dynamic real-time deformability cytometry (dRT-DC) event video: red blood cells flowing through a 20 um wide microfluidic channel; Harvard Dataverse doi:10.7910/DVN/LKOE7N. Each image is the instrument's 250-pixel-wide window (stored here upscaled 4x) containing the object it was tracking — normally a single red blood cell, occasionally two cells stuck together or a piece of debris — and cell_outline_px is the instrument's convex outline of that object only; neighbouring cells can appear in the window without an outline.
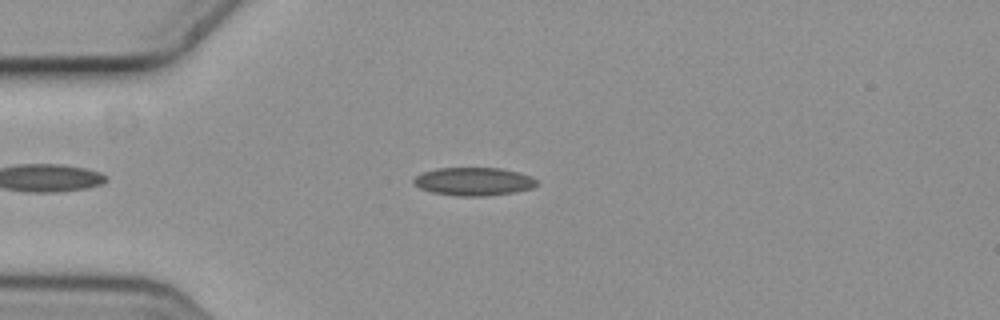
{"species": "common noctule bat (a hibernating species)", "species_latin": "Nyctalus noctula", "temperature_condition": "cold", "stored_images_in_passage": 8, "camera_frame_rate_fps": 3000, "um_per_image_px": 0.085, "animal": {"sex": "female", "body_mass_g": 19.3, "forearm_length_mm": 54.1}, "frame": {"image": 1, "passage_image": 2, "time_ms": 0.333, "image_size_px": [1000, 320], "cell_outline_px": [[536, 184], [532, 188], [516, 192], [488, 196], [456, 196], [432, 192], [420, 188], [412, 180], [416, 176], [424, 172], [436, 168], [500, 168], [532, 176], [536, 180]], "centroid_in_image_um": [40.27, 15.43], "position_along_channel_um": 44.7, "area_um2": 20.11}}
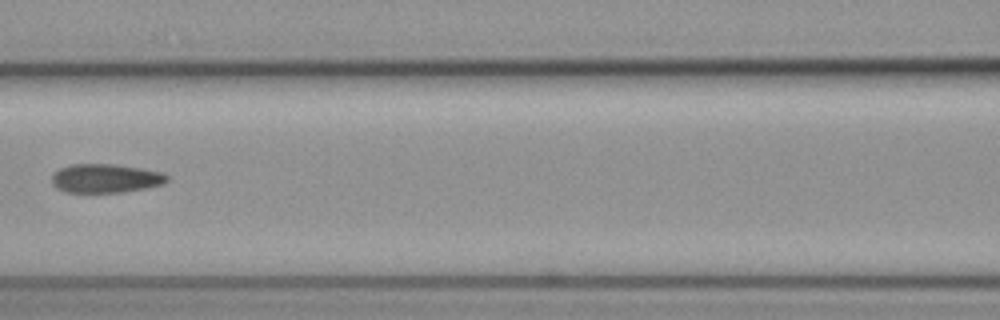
{"frame": {"image": 2, "passage_image": 5, "time_ms": 1.333, "image_size_px": [1000, 320], "cell_outline_px": [[168, 180], [164, 184], [124, 192], [64, 192], [56, 188], [52, 184], [52, 176], [60, 168], [72, 164], [116, 164], [140, 168], [160, 172], [168, 176]], "centroid_in_image_um": [8.96, 15.16], "position_along_channel_um": 157.6, "area_um2": 19.31}}
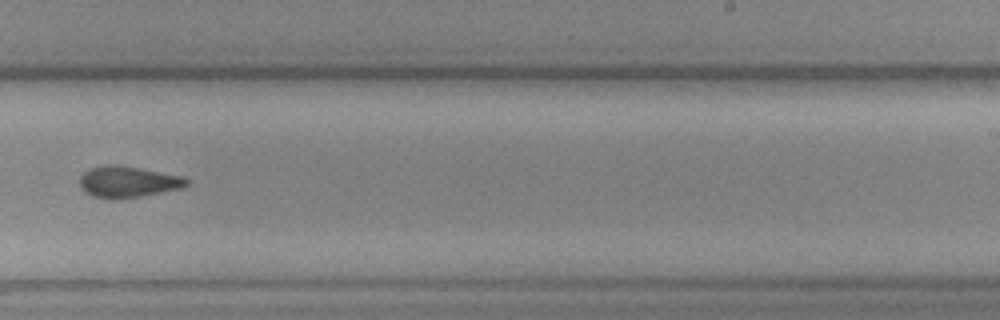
{"frame": {"image": 3, "passage_image": 8, "time_ms": 2.333, "image_size_px": [1000, 320], "cell_outline_px": [[188, 184], [184, 188], [120, 200], [108, 200], [92, 196], [80, 184], [80, 176], [84, 172], [92, 168], [108, 164], [116, 164], [140, 168], [180, 176], [188, 180]], "centroid_in_image_um": [10.88, 15.47], "position_along_channel_um": 278.1, "area_um2": 19.48}}